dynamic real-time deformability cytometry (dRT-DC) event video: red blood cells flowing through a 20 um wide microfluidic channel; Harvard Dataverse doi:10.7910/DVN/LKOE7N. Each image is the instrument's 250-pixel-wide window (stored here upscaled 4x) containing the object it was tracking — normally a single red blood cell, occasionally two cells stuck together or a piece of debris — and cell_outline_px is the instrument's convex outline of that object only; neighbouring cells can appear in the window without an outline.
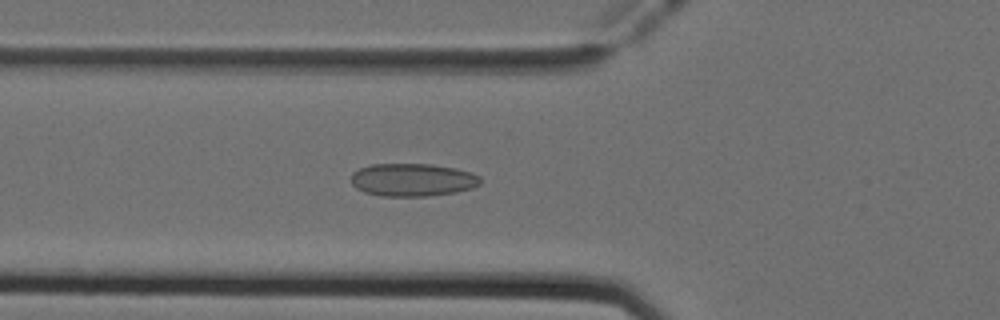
{"species": "Egyptian fruit bat (a non-hibernating species)", "species_latin": "Rousettus aegyptiacus", "temperature_condition": "cold", "stored_images_in_passage": 48, "camera_frame_rate_fps": 3000, "um_per_image_px": 0.085, "animal": {"sex": "female"}, "frame": {"image": 1, "passage_image": 15, "time_ms": 4.667, "image_size_px": [1000, 320], "cell_outline_px": [[480, 184], [472, 188], [456, 192], [428, 196], [380, 196], [364, 192], [356, 188], [352, 184], [352, 172], [360, 168], [372, 164], [432, 164], [456, 168], [472, 172], [480, 176]], "centroid_in_image_um": [35.08, 15.28], "position_along_channel_um": 90.7, "area_um2": 24.91}}
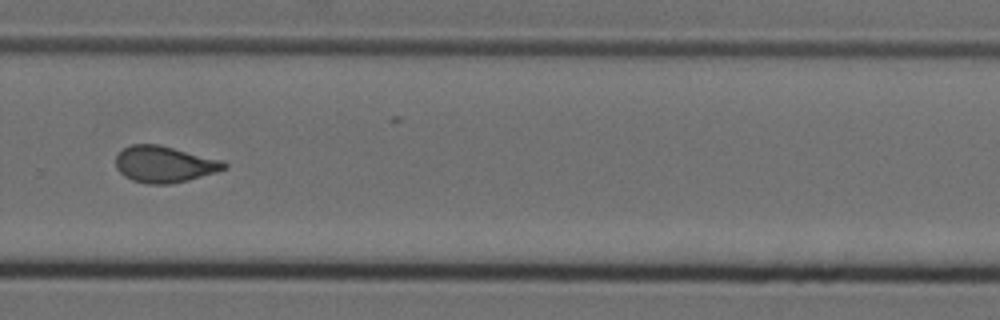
{"frame": {"image": 2, "passage_image": 32, "time_ms": 10.333, "image_size_px": [1000, 320], "cell_outline_px": [[228, 168], [216, 172], [188, 180], [172, 184], [148, 184], [132, 180], [124, 176], [116, 168], [116, 156], [124, 148], [132, 144], [160, 144], [224, 160], [228, 164]], "centroid_in_image_um": [14.01, 13.96], "position_along_channel_um": 315.8, "area_um2": 23.24}}
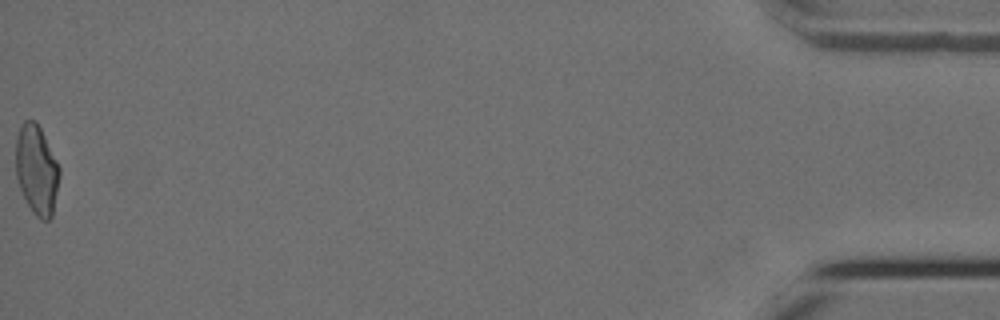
{"frame": {"image": 3, "passage_image": 48, "time_ms": 15.667, "image_size_px": [1000, 320], "cell_outline_px": [[60, 176], [52, 216], [48, 220], [40, 220], [32, 212], [20, 188], [16, 176], [16, 136], [24, 120], [36, 120], [60, 168]], "centroid_in_image_um": [3.11, 14.44], "position_along_channel_um": 432.1, "area_um2": 22.66}, "authors_computed_cell_mechanics": {"area_um2": 22.8599, "velocity_mm_per_s": 3.962, "shape_relaxation_time_tau1_ms": null, "shape_relaxation_time_tau2_ms": 1.5323, "deformation_change_tau1": null, "deformation_change_tau2": 0.0792}}